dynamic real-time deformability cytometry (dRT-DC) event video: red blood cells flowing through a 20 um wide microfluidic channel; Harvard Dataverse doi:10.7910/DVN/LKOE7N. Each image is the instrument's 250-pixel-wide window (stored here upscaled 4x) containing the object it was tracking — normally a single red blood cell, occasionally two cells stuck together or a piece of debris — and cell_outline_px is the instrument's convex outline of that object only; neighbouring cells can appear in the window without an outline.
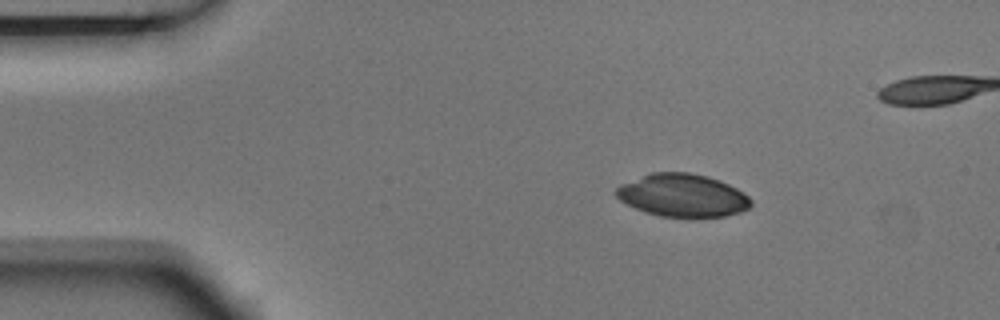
{"species": "Egyptian fruit bat (a non-hibernating species)", "species_latin": "Rousettus aegyptiacus", "temperature_condition": "room temperature", "stored_images_in_passage": 4, "camera_frame_rate_fps": 3000, "um_per_image_px": 0.085, "animal": {"sex": "male"}, "frame": {"image": 1, "passage_image": 2, "time_ms": 0.333, "image_size_px": [1000, 320], "cell_outline_px": [[752, 204], [748, 208], [740, 212], [724, 216], [660, 216], [644, 212], [620, 200], [616, 196], [616, 188], [620, 184], [652, 172], [688, 172], [708, 176], [720, 180], [736, 188], [748, 196], [752, 200]], "centroid_in_image_um": [58.02, 16.59], "position_along_channel_um": 27.0, "area_um2": 33.41}}